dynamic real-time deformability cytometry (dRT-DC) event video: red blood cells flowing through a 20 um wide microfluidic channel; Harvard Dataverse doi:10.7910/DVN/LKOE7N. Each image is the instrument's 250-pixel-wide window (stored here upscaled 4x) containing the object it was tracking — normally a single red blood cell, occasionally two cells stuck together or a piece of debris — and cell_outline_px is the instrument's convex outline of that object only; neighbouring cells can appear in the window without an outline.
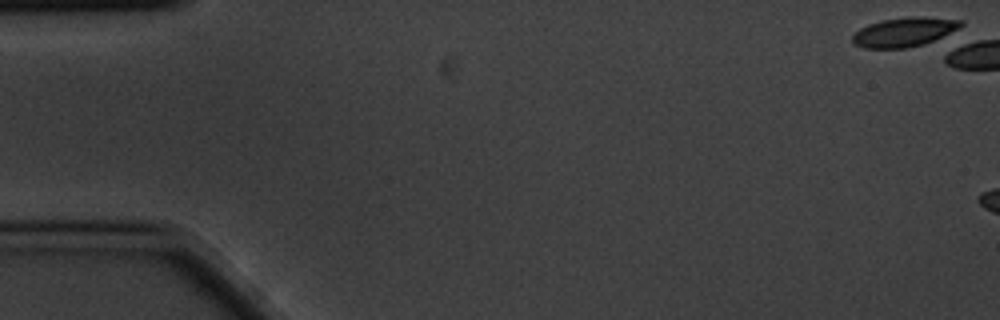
{"species": "common noctule bat (a hibernating species)", "species_latin": "Nyctalus noctula", "temperature_condition": "cold", "stored_images_in_passage": 1, "camera_frame_rate_fps": 3000, "um_per_image_px": 0.085, "animal": {"sex": "male", "body_mass_g": 20.1, "forearm_length_mm": 53.5}, "frame": {"image": 1, "passage_image": 1, "time_ms": 0.0, "image_size_px": [1000, 320], "cell_outline_px": [[964, 24], [960, 32], [924, 44], [904, 48], [864, 48], [856, 44], [852, 40], [852, 36], [860, 28], [868, 24], [884, 20], [912, 16], [916, 16], [964, 20]], "centroid_in_image_um": [76.99, 2.72], "position_along_channel_um": 8.0, "area_um2": 18.84}}